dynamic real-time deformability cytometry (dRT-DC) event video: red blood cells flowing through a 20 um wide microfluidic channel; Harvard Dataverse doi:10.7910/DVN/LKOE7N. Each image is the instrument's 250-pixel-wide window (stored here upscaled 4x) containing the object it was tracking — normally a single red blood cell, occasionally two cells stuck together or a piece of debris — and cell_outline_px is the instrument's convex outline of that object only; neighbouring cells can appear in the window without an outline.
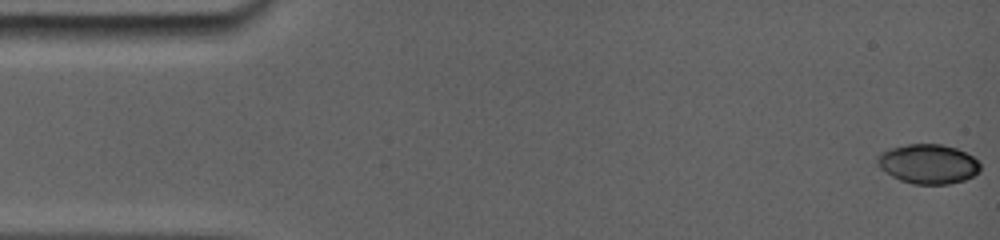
{"species": "common noctule bat (a hibernating species)", "species_latin": "Nyctalus noctula", "temperature_condition": "room temperature", "stored_images_in_passage": 25, "camera_frame_rate_fps": 5000, "um_per_image_px": 0.085, "animal": {"sex": "female", "body_mass_g": 19.0, "forearm_length_mm": 56.7}, "frame": {"image": 1, "passage_image": 1, "time_ms": 0.0, "image_size_px": [1000, 240], "cell_outline_px": [[980, 168], [972, 176], [964, 180], [948, 184], [916, 184], [900, 180], [892, 176], [880, 164], [880, 156], [896, 148], [912, 144], [936, 144], [952, 148], [964, 152], [972, 156], [980, 164]], "centroid_in_image_um": [78.99, 13.96], "position_along_channel_um": 6.0, "area_um2": 22.43}}
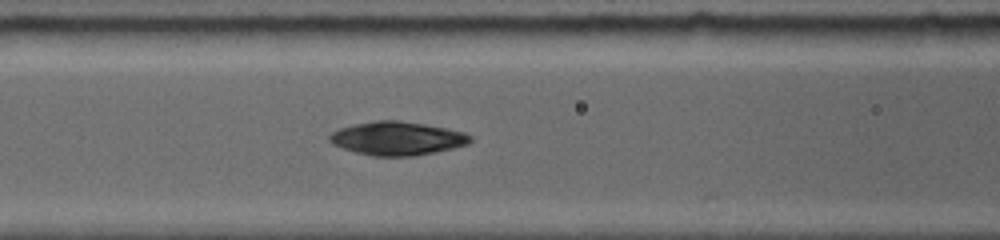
{"frame": {"image": 2, "passage_image": 15, "time_ms": 6.6, "image_size_px": [1000, 240], "cell_outline_px": [[472, 140], [468, 144], [452, 148], [412, 156], [372, 156], [356, 152], [344, 148], [328, 140], [328, 136], [332, 132], [340, 128], [356, 124], [376, 120], [396, 120], [424, 124], [464, 132], [472, 136]], "centroid_in_image_um": [33.76, 11.76], "position_along_channel_um": 132.8, "area_um2": 27.11}}
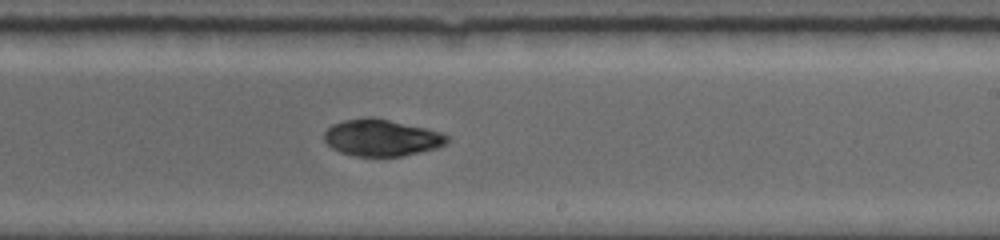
{"frame": {"image": 3, "passage_image": 24, "time_ms": 9.8, "image_size_px": [1000, 240], "cell_outline_px": [[448, 140], [444, 144], [436, 148], [404, 156], [356, 156], [340, 152], [332, 148], [324, 140], [324, 132], [332, 124], [344, 120], [364, 116], [372, 116], [424, 128], [440, 132], [448, 136]], "centroid_in_image_um": [32.39, 11.7], "position_along_channel_um": 256.6, "area_um2": 26.24}}